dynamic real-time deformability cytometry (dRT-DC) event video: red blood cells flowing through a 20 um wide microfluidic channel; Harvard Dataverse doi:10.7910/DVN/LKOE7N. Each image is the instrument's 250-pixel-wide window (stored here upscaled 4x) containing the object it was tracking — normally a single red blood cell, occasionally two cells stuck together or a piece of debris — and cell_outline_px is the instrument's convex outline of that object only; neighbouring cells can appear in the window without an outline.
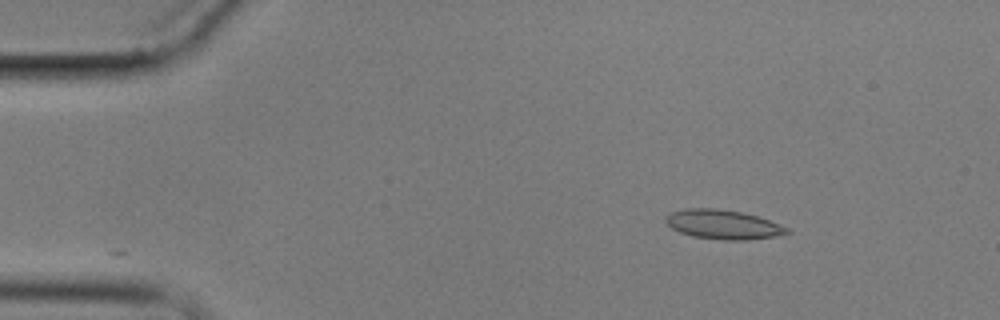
{"species": "common noctule bat (a hibernating species)", "species_latin": "Nyctalus noctula", "temperature_condition": "cold", "stored_images_in_passage": 10, "camera_frame_rate_fps": 3000, "um_per_image_px": 0.085, "animal": {"sex": "male", "body_mass_g": 17.9}, "frame": {"image": 1, "passage_image": 2, "time_ms": 2.0, "image_size_px": [1000, 320], "cell_outline_px": [[792, 232], [776, 236], [748, 240], [724, 240], [692, 236], [680, 232], [672, 228], [664, 220], [672, 212], [684, 208], [716, 208], [740, 212], [756, 216], [768, 220], [788, 228]], "centroid_in_image_um": [61.46, 19.08], "position_along_channel_um": 23.5, "area_um2": 20.52}}
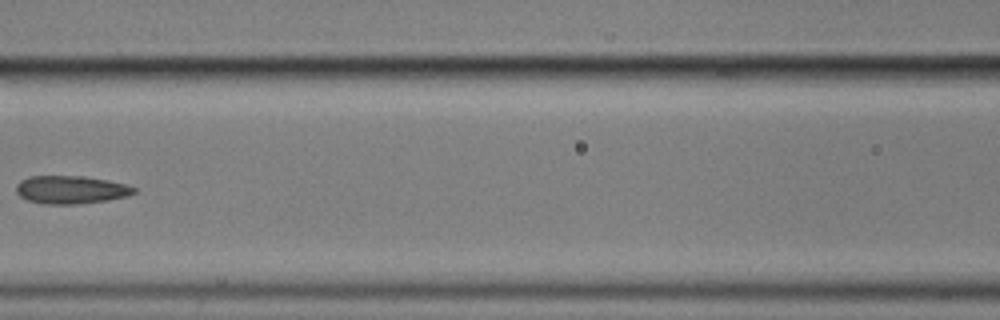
{"frame": {"image": 2, "passage_image": 7, "time_ms": 8.0, "image_size_px": [1000, 320], "cell_outline_px": [[136, 192], [128, 196], [108, 200], [80, 204], [44, 204], [28, 200], [20, 196], [16, 192], [16, 184], [20, 180], [28, 176], [84, 176], [108, 180], [128, 184], [136, 188]], "centroid_in_image_um": [6.04, 16.12], "position_along_channel_um": 160.6, "area_um2": 19.48}}
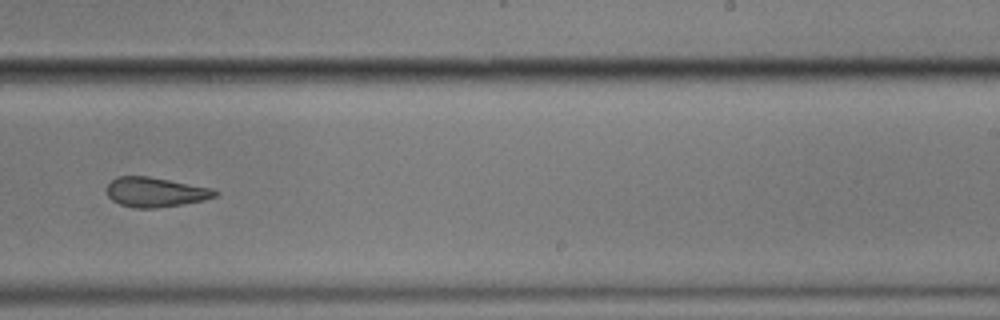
{"frame": {"image": 3, "passage_image": 10, "time_ms": 11.333, "image_size_px": [1000, 320], "cell_outline_px": [[220, 192], [216, 196], [204, 200], [184, 204], [156, 208], [136, 208], [120, 204], [112, 200], [108, 196], [108, 184], [116, 176], [148, 176], [212, 188]], "centroid_in_image_um": [13.23, 16.33], "position_along_channel_um": 275.8, "area_um2": 18.67}}